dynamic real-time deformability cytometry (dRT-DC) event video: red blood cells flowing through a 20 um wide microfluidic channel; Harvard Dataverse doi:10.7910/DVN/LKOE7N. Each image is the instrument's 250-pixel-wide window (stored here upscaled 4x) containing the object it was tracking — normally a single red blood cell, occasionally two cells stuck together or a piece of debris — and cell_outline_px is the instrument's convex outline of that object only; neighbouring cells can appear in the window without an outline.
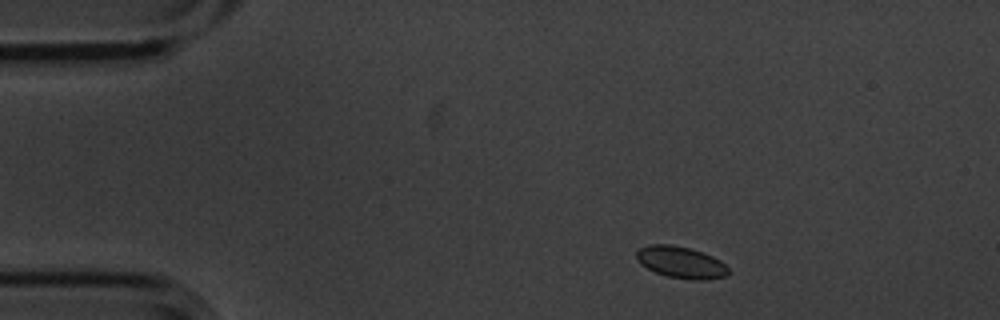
{"species": "common noctule bat (a hibernating species)", "species_latin": "Nyctalus noctula", "temperature_condition": "cold", "stored_images_in_passage": 4, "camera_frame_rate_fps": 3000, "um_per_image_px": 0.085, "animal": {"sex": "male", "body_mass_g": 20.1, "forearm_length_mm": 53.5}, "frame": {"image": 1, "passage_image": 1, "time_ms": 0.0, "image_size_px": [1000, 320], "cell_outline_px": [[728, 272], [724, 276], [704, 280], [692, 280], [668, 276], [656, 272], [640, 264], [636, 260], [636, 252], [640, 248], [648, 244], [672, 244], [704, 252], [720, 260], [728, 268]], "centroid_in_image_um": [57.85, 22.28], "position_along_channel_um": 27.1, "area_um2": 16.94}}